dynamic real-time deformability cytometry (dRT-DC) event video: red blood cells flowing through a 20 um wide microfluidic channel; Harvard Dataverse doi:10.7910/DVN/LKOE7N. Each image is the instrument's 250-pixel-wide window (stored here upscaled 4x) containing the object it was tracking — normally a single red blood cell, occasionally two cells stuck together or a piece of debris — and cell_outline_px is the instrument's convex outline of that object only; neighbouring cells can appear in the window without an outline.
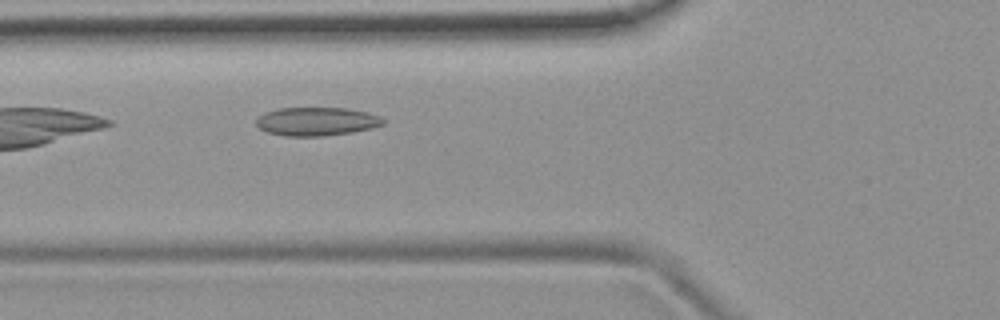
{"species": "common noctule bat (a hibernating species)", "species_latin": "Nyctalus noctula", "temperature_condition": "room temperature", "stored_images_in_passage": 3, "camera_frame_rate_fps": 3000, "um_per_image_px": 0.085, "animal": {"sex": "female", "body_mass_g": 19.9}, "frame": {"image": 1, "passage_image": 3, "time_ms": 3.333, "image_size_px": [1000, 320], "cell_outline_px": [[384, 124], [372, 128], [352, 132], [324, 136], [284, 136], [268, 132], [260, 128], [256, 124], [256, 120], [264, 112], [276, 108], [348, 108], [368, 112], [380, 116], [384, 120]], "centroid_in_image_um": [26.92, 10.32], "position_along_channel_um": 98.9, "area_um2": 21.15}}